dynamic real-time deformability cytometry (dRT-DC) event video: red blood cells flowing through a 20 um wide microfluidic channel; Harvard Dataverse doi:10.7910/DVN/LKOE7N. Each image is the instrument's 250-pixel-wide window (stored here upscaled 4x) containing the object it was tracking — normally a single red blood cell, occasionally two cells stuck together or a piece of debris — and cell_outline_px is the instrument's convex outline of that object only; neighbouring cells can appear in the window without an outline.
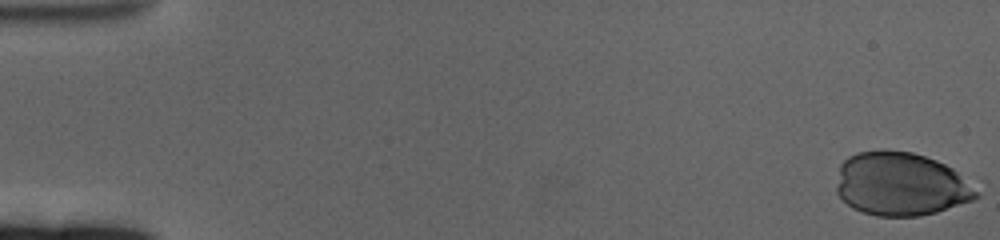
{"species": "human", "species_latin": "Homo sapiens", "temperature_condition": "cold", "stored_images_in_passage": 16, "camera_frame_rate_fps": 3000, "um_per_image_px": 0.085, "donor": {"sex": "female"}, "frame": {"image": 1, "passage_image": 1, "time_ms": 0.0, "image_size_px": [1000, 240], "cell_outline_px": [[980, 196], [972, 200], [936, 212], [920, 216], [876, 216], [852, 208], [836, 192], [836, 184], [840, 164], [848, 156], [856, 152], [912, 152], [936, 160], [952, 168], [980, 192]], "centroid_in_image_um": [76.56, 15.67], "position_along_channel_um": 8.4, "area_um2": 51.21}}
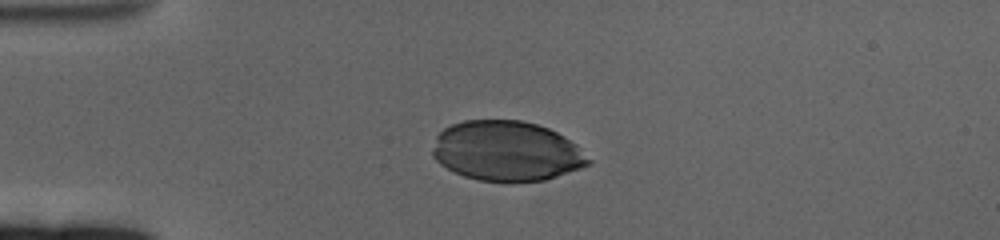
{"frame": {"image": 2, "passage_image": 16, "time_ms": 5.0, "image_size_px": [1000, 240], "cell_outline_px": [[592, 164], [544, 180], [512, 184], [508, 184], [476, 180], [464, 176], [440, 164], [432, 156], [432, 148], [436, 136], [444, 128], [452, 124], [464, 120], [520, 120], [536, 124], [548, 128], [556, 132], [576, 144], [592, 160]], "centroid_in_image_um": [43.06, 12.87], "position_along_channel_um": 41.9, "area_um2": 55.08}}